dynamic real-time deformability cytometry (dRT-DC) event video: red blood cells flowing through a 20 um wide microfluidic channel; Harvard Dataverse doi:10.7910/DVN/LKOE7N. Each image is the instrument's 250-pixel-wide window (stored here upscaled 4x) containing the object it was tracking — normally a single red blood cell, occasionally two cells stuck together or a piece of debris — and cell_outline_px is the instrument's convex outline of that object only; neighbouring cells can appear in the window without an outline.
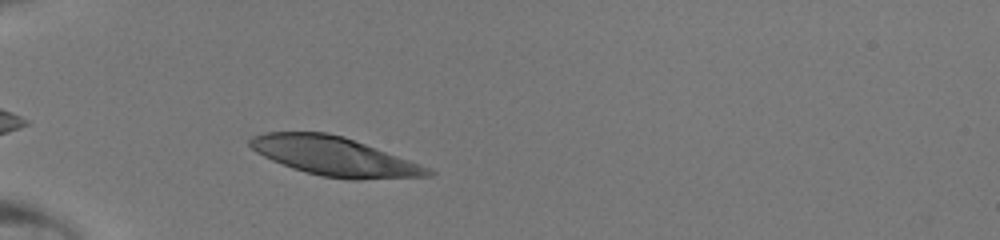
{"species": "human", "species_latin": "Homo sapiens", "temperature_condition": "room temperature", "stored_images_in_passage": 31, "camera_frame_rate_fps": 3000, "um_per_image_px": 0.085, "donor": {"sex": "male"}, "frame": {"image": 1, "passage_image": 3, "time_ms": 0.667, "image_size_px": [1000, 240], "cell_outline_px": [[436, 172], [432, 176], [360, 180], [348, 180], [320, 176], [292, 168], [272, 160], [256, 152], [248, 144], [248, 140], [252, 136], [264, 132], [328, 132], [344, 136], [432, 168]], "centroid_in_image_um": [28.45, 13.29], "position_along_channel_um": 56.5, "area_um2": 40.63}}
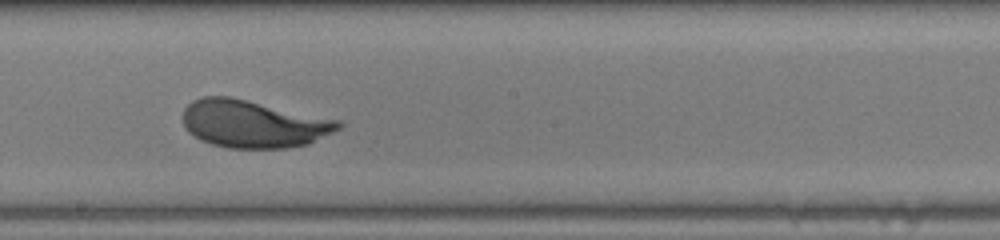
{"frame": {"image": 2, "passage_image": 16, "time_ms": 5.0, "image_size_px": [1000, 240], "cell_outline_px": [[344, 124], [340, 128], [308, 144], [288, 148], [228, 148], [212, 144], [200, 140], [188, 132], [184, 128], [184, 108], [192, 100], [204, 96], [228, 96], [344, 120]], "centroid_in_image_um": [21.56, 10.52], "position_along_channel_um": 226.6, "area_um2": 43.41}}
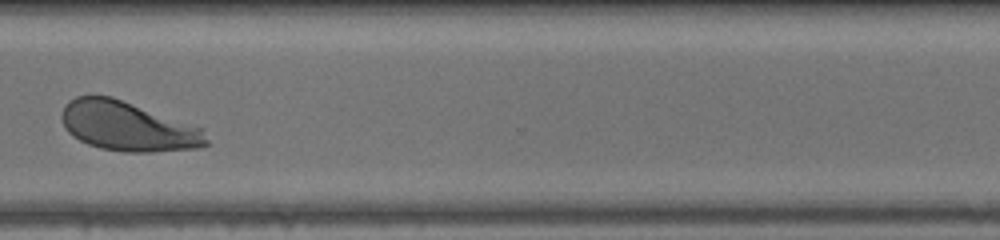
{"frame": {"image": 3, "passage_image": 25, "time_ms": 8.0, "image_size_px": [1000, 240], "cell_outline_px": [[208, 144], [200, 148], [152, 152], [124, 152], [100, 148], [88, 144], [72, 136], [64, 128], [60, 116], [64, 104], [68, 100], [76, 96], [112, 96], [204, 128], [208, 140]], "centroid_in_image_um": [10.86, 10.74], "position_along_channel_um": 359.7, "area_um2": 42.14}}